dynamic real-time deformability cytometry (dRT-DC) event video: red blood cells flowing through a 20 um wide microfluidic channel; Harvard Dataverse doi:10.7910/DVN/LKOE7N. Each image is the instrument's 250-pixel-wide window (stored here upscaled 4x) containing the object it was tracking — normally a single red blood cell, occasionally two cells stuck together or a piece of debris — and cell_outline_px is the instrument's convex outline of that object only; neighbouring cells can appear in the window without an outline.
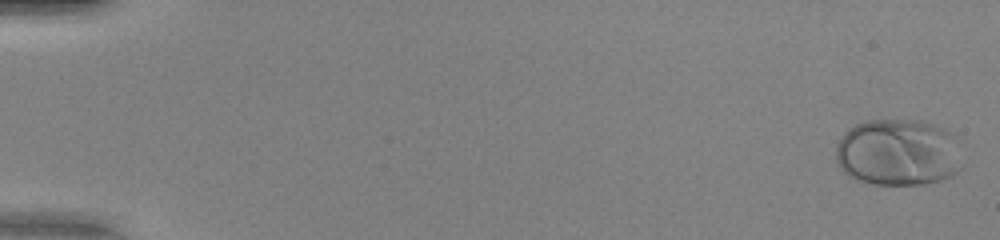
{"species": "human", "species_latin": "Homo sapiens", "temperature_condition": "warm", "stored_images_in_passage": 50, "camera_frame_rate_fps": 3000, "um_per_image_px": 0.085, "donor": {"sex": "female"}, "frame": {"image": 1, "passage_image": 1, "time_ms": 0.0, "image_size_px": [1000, 240], "cell_outline_px": [[964, 168], [952, 176], [940, 180], [924, 184], [872, 184], [856, 180], [848, 176], [836, 164], [836, 148], [844, 132], [856, 124], [868, 120], [924, 120], [936, 124], [956, 132], [960, 140], [964, 164]], "centroid_in_image_um": [76.45, 12.95], "position_along_channel_um": 8.5, "area_um2": 50.86}}
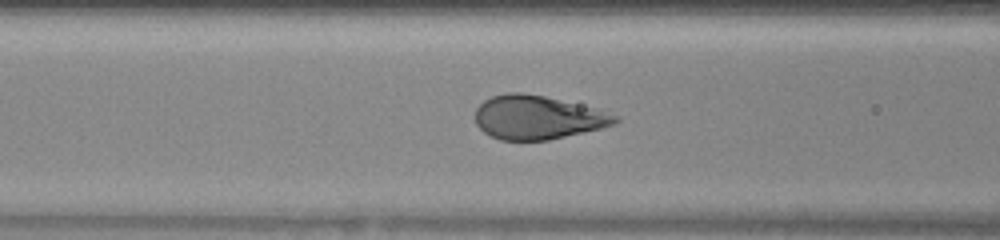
{"frame": {"image": 2, "passage_image": 22, "time_ms": 7.0, "image_size_px": [1000, 240], "cell_outline_px": [[620, 120], [616, 124], [600, 128], [548, 140], [500, 140], [484, 132], [476, 124], [476, 108], [484, 100], [492, 96], [508, 92], [520, 92], [544, 96], [596, 108], [620, 116]], "centroid_in_image_um": [45.7, 9.97], "position_along_channel_um": 120.9, "area_um2": 35.55}}
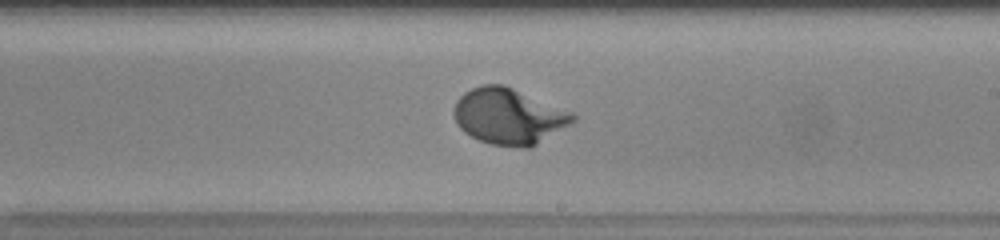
{"frame": {"image": 3, "passage_image": 31, "time_ms": 10.0, "image_size_px": [1000, 240], "cell_outline_px": [[576, 120], [536, 144], [528, 148], [520, 148], [492, 144], [480, 140], [464, 132], [456, 124], [452, 112], [456, 100], [464, 92], [480, 84], [504, 84], [572, 112], [576, 116]], "centroid_in_image_um": [43.2, 9.87], "position_along_channel_um": 245.8, "area_um2": 38.73}}